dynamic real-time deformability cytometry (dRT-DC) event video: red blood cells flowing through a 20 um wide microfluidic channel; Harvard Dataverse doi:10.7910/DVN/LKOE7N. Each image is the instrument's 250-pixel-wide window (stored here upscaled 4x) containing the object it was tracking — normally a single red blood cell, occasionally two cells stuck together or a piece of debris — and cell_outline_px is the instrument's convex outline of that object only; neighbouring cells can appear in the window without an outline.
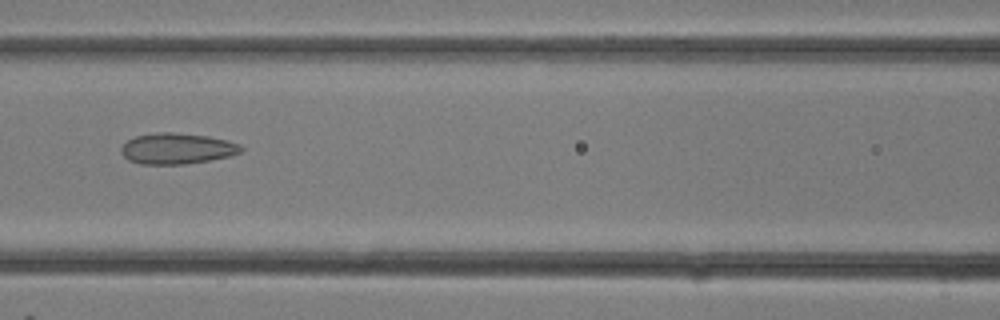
{"species": "common noctule bat (a hibernating species)", "species_latin": "Nyctalus noctula", "temperature_condition": "room temperature", "stored_images_in_passage": 19, "camera_frame_rate_fps": 3000, "um_per_image_px": 0.085, "animal": {"sex": "female"}, "frame": {"image": 1, "passage_image": 14, "time_ms": 4.333, "image_size_px": [1000, 320], "cell_outline_px": [[244, 148], [240, 152], [228, 156], [208, 160], [184, 164], [140, 164], [128, 160], [120, 152], [120, 148], [128, 140], [136, 136], [160, 132], [172, 132], [208, 136], [228, 140], [240, 144]], "centroid_in_image_um": [15.03, 12.62], "position_along_channel_um": 151.6, "area_um2": 21.5}}
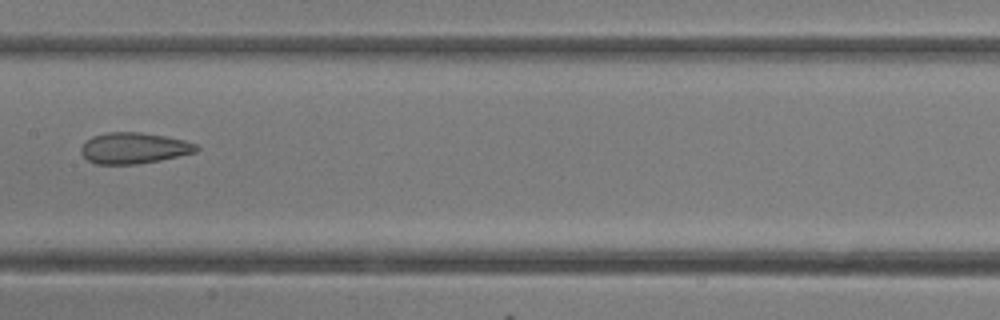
{"frame": {"image": 2, "passage_image": 16, "time_ms": 5.0, "image_size_px": [1000, 320], "cell_outline_px": [[200, 148], [196, 152], [160, 160], [136, 164], [96, 164], [88, 160], [80, 152], [80, 148], [84, 140], [92, 136], [108, 132], [140, 132], [164, 136], [184, 140], [196, 144]], "centroid_in_image_um": [11.35, 12.58], "position_along_channel_um": 196.1, "area_um2": 20.92}}
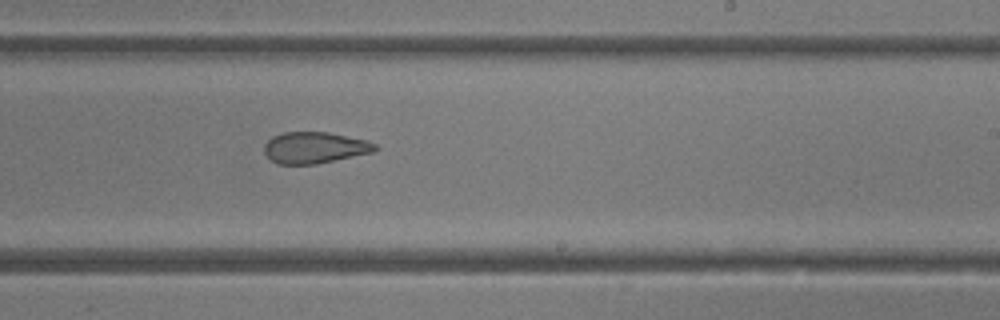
{"frame": {"image": 3, "passage_image": 19, "time_ms": 6.0, "image_size_px": [1000, 320], "cell_outline_px": [[380, 148], [372, 152], [316, 164], [276, 164], [264, 152], [264, 144], [272, 136], [284, 132], [328, 132], [368, 140], [376, 144]], "centroid_in_image_um": [26.75, 12.54], "position_along_channel_um": 262.3, "area_um2": 20.29}}